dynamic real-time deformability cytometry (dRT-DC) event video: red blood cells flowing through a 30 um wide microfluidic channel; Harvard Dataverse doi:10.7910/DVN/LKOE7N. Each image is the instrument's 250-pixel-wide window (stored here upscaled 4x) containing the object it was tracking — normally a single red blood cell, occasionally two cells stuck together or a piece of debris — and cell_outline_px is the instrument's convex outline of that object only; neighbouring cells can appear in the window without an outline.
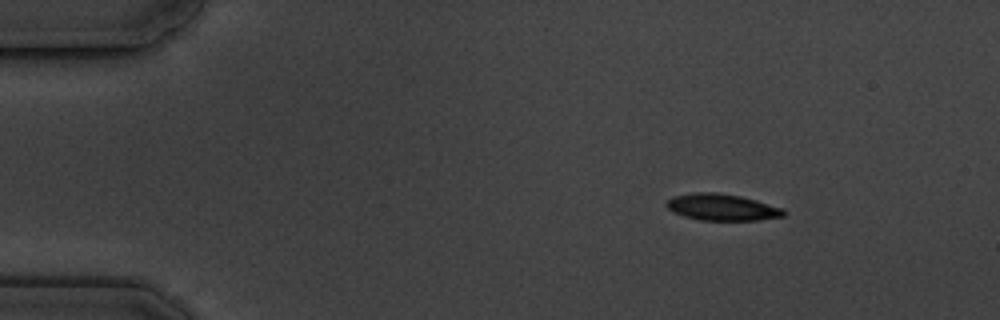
{"species": "common noctule bat (a hibernating species)", "species_latin": "Nyctalus noctula", "temperature_condition": "cold", "stored_images_in_passage": 6, "camera_frame_rate_fps": 3000, "um_per_image_px": 0.085, "animal": {"sex": "male", "body_mass_g": 19.5, "forearm_length_mm": 54.6}, "frame": {"image": 1, "passage_image": 2, "time_ms": 1.333, "image_size_px": [1000, 320], "cell_outline_px": [[784, 216], [760, 220], [700, 220], [684, 216], [672, 212], [664, 204], [672, 196], [696, 192], [716, 192], [740, 196], [756, 200], [784, 208]], "centroid_in_image_um": [61.35, 17.61], "position_along_channel_um": 23.6, "area_um2": 18.21}}
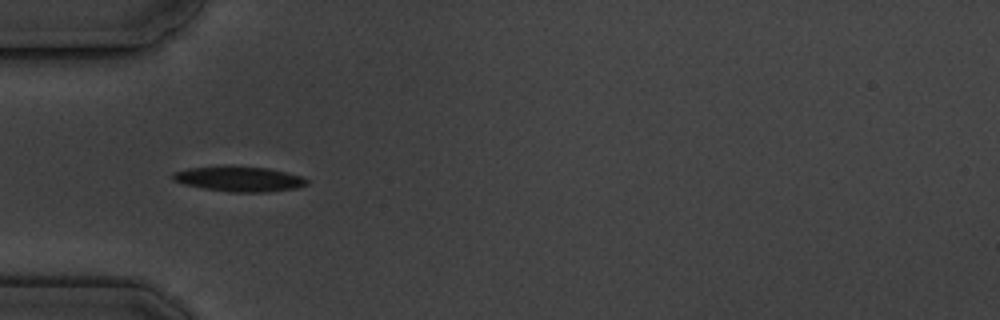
{"frame": {"image": 2, "passage_image": 5, "time_ms": 4.667, "image_size_px": [1000, 320], "cell_outline_px": [[308, 184], [296, 188], [268, 192], [228, 192], [204, 188], [184, 184], [172, 180], [172, 172], [188, 168], [268, 168], [304, 176], [308, 180]], "centroid_in_image_um": [20.38, 15.25], "position_along_channel_um": 64.6, "area_um2": 19.02}}